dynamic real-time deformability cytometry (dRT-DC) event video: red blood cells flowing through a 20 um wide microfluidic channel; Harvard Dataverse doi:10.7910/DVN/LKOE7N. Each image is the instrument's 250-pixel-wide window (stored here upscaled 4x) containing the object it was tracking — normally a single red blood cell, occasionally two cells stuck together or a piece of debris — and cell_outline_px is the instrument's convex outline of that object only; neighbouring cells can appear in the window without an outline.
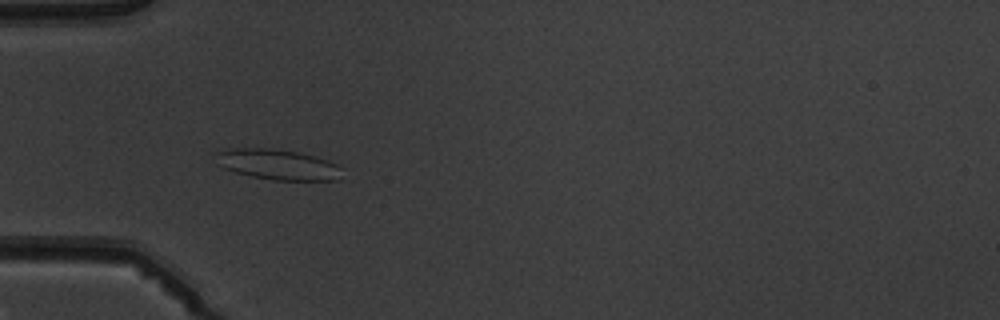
{"species": "common noctule bat (a hibernating species)", "species_latin": "Nyctalus noctula", "temperature_condition": "warm", "stored_images_in_passage": 6, "camera_frame_rate_fps": 3000, "um_per_image_px": 0.085, "animal": {"sex": "male", "body_mass_g": 19.5, "forearm_length_mm": 54.6}, "frame": {"image": 1, "passage_image": 5, "time_ms": 4.667, "image_size_px": [1000, 320], "cell_outline_px": [[344, 168], [340, 180], [272, 180], [252, 176], [236, 172], [224, 168], [216, 164], [216, 152], [228, 148], [268, 148], [296, 152], [328, 160]], "centroid_in_image_um": [23.62, 13.99], "position_along_channel_um": 61.4, "area_um2": 22.48}}
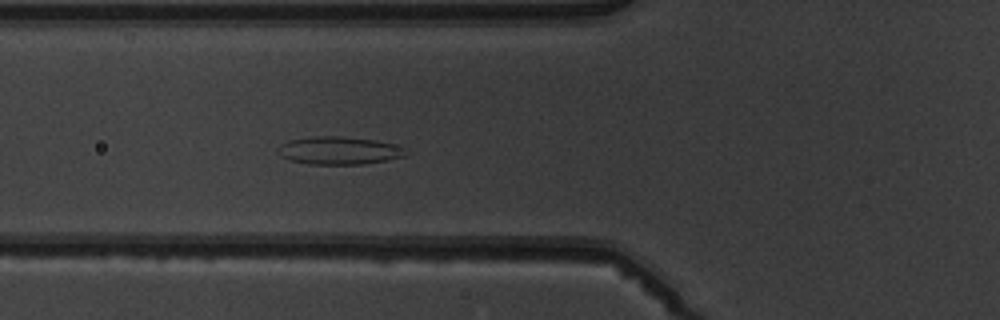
{"frame": {"image": 2, "passage_image": 6, "time_ms": 5.667, "image_size_px": [1000, 320], "cell_outline_px": [[408, 156], [364, 164], [308, 164], [292, 160], [280, 156], [276, 152], [280, 144], [288, 140], [316, 136], [344, 136], [376, 140], [404, 148]], "centroid_in_image_um": [28.79, 12.79], "position_along_channel_um": 97.0, "area_um2": 20.75}}